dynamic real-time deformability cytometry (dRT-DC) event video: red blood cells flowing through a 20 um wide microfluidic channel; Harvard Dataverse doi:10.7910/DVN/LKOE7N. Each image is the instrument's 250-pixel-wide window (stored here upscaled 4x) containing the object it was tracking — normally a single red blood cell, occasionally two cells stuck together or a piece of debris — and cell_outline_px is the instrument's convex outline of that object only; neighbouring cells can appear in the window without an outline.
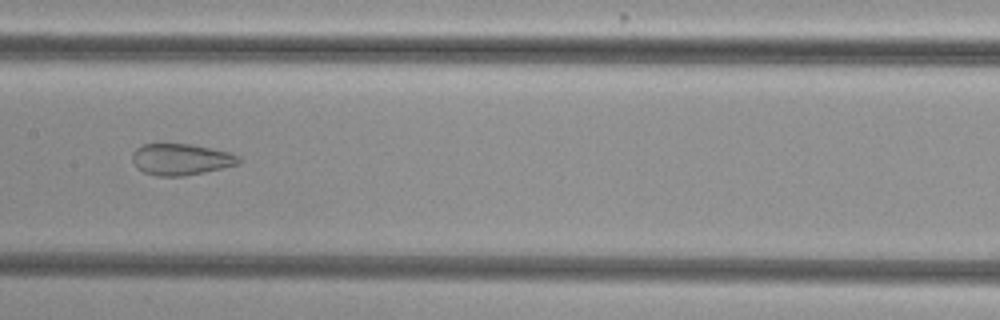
{"species": "common noctule bat (a hibernating species)", "species_latin": "Nyctalus noctula", "temperature_condition": "cold", "stored_images_in_passage": 53, "camera_frame_rate_fps": 3000, "um_per_image_px": 0.085, "animal": {"sex": "female", "body_mass_g": 29.2, "forearm_length_mm": 56.3}, "frame": {"image": 1, "passage_image": 27, "time_ms": 8.667, "image_size_px": [1000, 320], "cell_outline_px": [[240, 160], [236, 164], [204, 172], [184, 176], [156, 176], [144, 172], [136, 168], [132, 160], [132, 152], [136, 148], [144, 144], [192, 144], [228, 152], [240, 156]], "centroid_in_image_um": [15.33, 13.54], "position_along_channel_um": 192.1, "area_um2": 19.36}}
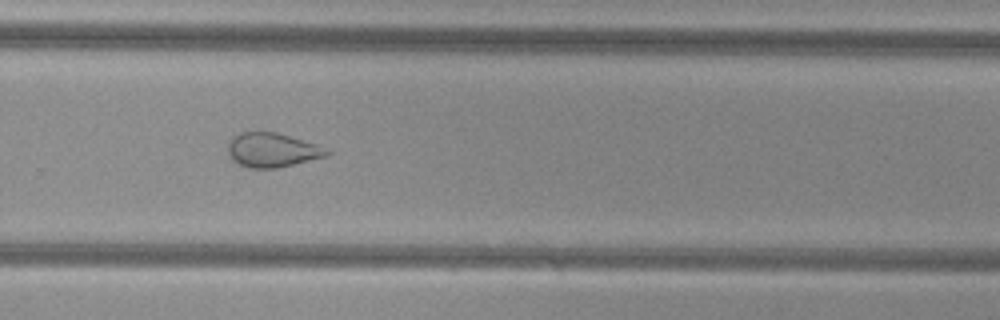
{"frame": {"image": 2, "passage_image": 36, "time_ms": 11.667, "image_size_px": [1000, 320], "cell_outline_px": [[332, 152], [328, 156], [276, 168], [248, 168], [232, 160], [228, 156], [228, 144], [232, 136], [240, 132], [276, 132], [316, 144]], "centroid_in_image_um": [23.11, 12.75], "position_along_channel_um": 306.7, "area_um2": 19.71}}
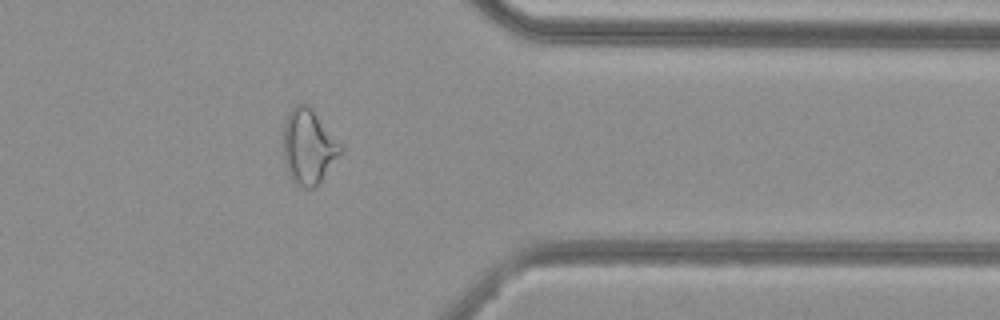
{"frame": {"image": 3, "passage_image": 43, "time_ms": 14.0, "image_size_px": [1000, 320], "cell_outline_px": [[344, 152], [320, 180], [312, 188], [304, 188], [296, 184], [292, 180], [284, 164], [284, 124], [292, 108], [296, 104], [308, 104], [312, 108], [344, 144]], "centroid_in_image_um": [26.28, 12.44], "position_along_channel_um": 385.1, "area_um2": 25.26}, "authors_computed_cell_mechanics": {"area_um2": 26.4146, "velocity_mm_per_s": 3.83, "shape_relaxation_time_tau1_ms": null, "shape_relaxation_time_tau2_ms": 1.5551, "deformation_change_tau1": null, "deformation_change_tau2": 0.0912}}